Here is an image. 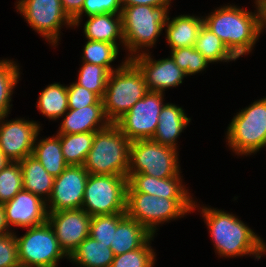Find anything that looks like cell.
Masks as SVG:
<instances>
[{"label":"cell","instance_id":"603a6c76","mask_svg":"<svg viewBox=\"0 0 266 267\" xmlns=\"http://www.w3.org/2000/svg\"><path fill=\"white\" fill-rule=\"evenodd\" d=\"M152 234L135 219L125 216L117 225L111 249L115 256L140 248Z\"/></svg>","mask_w":266,"mask_h":267},{"label":"cell","instance_id":"6da1fadb","mask_svg":"<svg viewBox=\"0 0 266 267\" xmlns=\"http://www.w3.org/2000/svg\"><path fill=\"white\" fill-rule=\"evenodd\" d=\"M202 217L221 257L254 255L257 260L266 253V244L232 213L203 206Z\"/></svg>","mask_w":266,"mask_h":267},{"label":"cell","instance_id":"d4e9b609","mask_svg":"<svg viewBox=\"0 0 266 267\" xmlns=\"http://www.w3.org/2000/svg\"><path fill=\"white\" fill-rule=\"evenodd\" d=\"M114 257L111 248L88 236L79 244L69 260L80 267H110Z\"/></svg>","mask_w":266,"mask_h":267},{"label":"cell","instance_id":"f6af8a7d","mask_svg":"<svg viewBox=\"0 0 266 267\" xmlns=\"http://www.w3.org/2000/svg\"><path fill=\"white\" fill-rule=\"evenodd\" d=\"M255 4L257 5L256 9L260 10L266 5V0H255Z\"/></svg>","mask_w":266,"mask_h":267},{"label":"cell","instance_id":"ffe728a7","mask_svg":"<svg viewBox=\"0 0 266 267\" xmlns=\"http://www.w3.org/2000/svg\"><path fill=\"white\" fill-rule=\"evenodd\" d=\"M190 120L182 107L171 103L164 104L152 140L177 149V138L188 126Z\"/></svg>","mask_w":266,"mask_h":267},{"label":"cell","instance_id":"4fadbf2b","mask_svg":"<svg viewBox=\"0 0 266 267\" xmlns=\"http://www.w3.org/2000/svg\"><path fill=\"white\" fill-rule=\"evenodd\" d=\"M88 176L83 165H69L55 177L51 195L46 201L48 212L82 209Z\"/></svg>","mask_w":266,"mask_h":267},{"label":"cell","instance_id":"8992f818","mask_svg":"<svg viewBox=\"0 0 266 267\" xmlns=\"http://www.w3.org/2000/svg\"><path fill=\"white\" fill-rule=\"evenodd\" d=\"M198 207L192 198H165L143 192H126V215L143 225L152 235L157 226L184 217Z\"/></svg>","mask_w":266,"mask_h":267},{"label":"cell","instance_id":"ac0fdd59","mask_svg":"<svg viewBox=\"0 0 266 267\" xmlns=\"http://www.w3.org/2000/svg\"><path fill=\"white\" fill-rule=\"evenodd\" d=\"M126 192H143L165 198H192L182 185L180 174L160 179L142 173H127Z\"/></svg>","mask_w":266,"mask_h":267},{"label":"cell","instance_id":"f1b7e54d","mask_svg":"<svg viewBox=\"0 0 266 267\" xmlns=\"http://www.w3.org/2000/svg\"><path fill=\"white\" fill-rule=\"evenodd\" d=\"M210 63L235 61L237 58L229 51L222 40L204 24L200 28L193 46Z\"/></svg>","mask_w":266,"mask_h":267},{"label":"cell","instance_id":"7bdbcfd3","mask_svg":"<svg viewBox=\"0 0 266 267\" xmlns=\"http://www.w3.org/2000/svg\"><path fill=\"white\" fill-rule=\"evenodd\" d=\"M260 24H261V33L263 29L266 28V5L260 9Z\"/></svg>","mask_w":266,"mask_h":267},{"label":"cell","instance_id":"60d3db41","mask_svg":"<svg viewBox=\"0 0 266 267\" xmlns=\"http://www.w3.org/2000/svg\"><path fill=\"white\" fill-rule=\"evenodd\" d=\"M171 0H121L122 7L134 5H150L158 7L162 5H170Z\"/></svg>","mask_w":266,"mask_h":267},{"label":"cell","instance_id":"ba28073f","mask_svg":"<svg viewBox=\"0 0 266 267\" xmlns=\"http://www.w3.org/2000/svg\"><path fill=\"white\" fill-rule=\"evenodd\" d=\"M127 177L89 174L82 209L91 217L126 212Z\"/></svg>","mask_w":266,"mask_h":267},{"label":"cell","instance_id":"9a60e30c","mask_svg":"<svg viewBox=\"0 0 266 267\" xmlns=\"http://www.w3.org/2000/svg\"><path fill=\"white\" fill-rule=\"evenodd\" d=\"M47 221L68 257L89 236L91 216L83 209L48 212Z\"/></svg>","mask_w":266,"mask_h":267},{"label":"cell","instance_id":"d6a6232c","mask_svg":"<svg viewBox=\"0 0 266 267\" xmlns=\"http://www.w3.org/2000/svg\"><path fill=\"white\" fill-rule=\"evenodd\" d=\"M125 216L126 213L92 216L89 236L111 248L117 225Z\"/></svg>","mask_w":266,"mask_h":267},{"label":"cell","instance_id":"44dd1931","mask_svg":"<svg viewBox=\"0 0 266 267\" xmlns=\"http://www.w3.org/2000/svg\"><path fill=\"white\" fill-rule=\"evenodd\" d=\"M84 34L87 40L104 41L114 44L118 49L117 39L124 45L121 14L101 13L87 16Z\"/></svg>","mask_w":266,"mask_h":267},{"label":"cell","instance_id":"8d00e7d4","mask_svg":"<svg viewBox=\"0 0 266 267\" xmlns=\"http://www.w3.org/2000/svg\"><path fill=\"white\" fill-rule=\"evenodd\" d=\"M67 95L69 109H80L89 105H103V100L98 95L76 82L67 86Z\"/></svg>","mask_w":266,"mask_h":267},{"label":"cell","instance_id":"484cf974","mask_svg":"<svg viewBox=\"0 0 266 267\" xmlns=\"http://www.w3.org/2000/svg\"><path fill=\"white\" fill-rule=\"evenodd\" d=\"M32 156L35 157L54 178L58 177L69 165L61 151L57 135L34 142Z\"/></svg>","mask_w":266,"mask_h":267},{"label":"cell","instance_id":"2e32d148","mask_svg":"<svg viewBox=\"0 0 266 267\" xmlns=\"http://www.w3.org/2000/svg\"><path fill=\"white\" fill-rule=\"evenodd\" d=\"M142 72L149 91L164 92L166 88L182 84L185 72L169 58L153 60L145 51L130 59Z\"/></svg>","mask_w":266,"mask_h":267},{"label":"cell","instance_id":"ab89813d","mask_svg":"<svg viewBox=\"0 0 266 267\" xmlns=\"http://www.w3.org/2000/svg\"><path fill=\"white\" fill-rule=\"evenodd\" d=\"M84 1L85 0H61L63 10L72 21L81 13Z\"/></svg>","mask_w":266,"mask_h":267},{"label":"cell","instance_id":"4316f807","mask_svg":"<svg viewBox=\"0 0 266 267\" xmlns=\"http://www.w3.org/2000/svg\"><path fill=\"white\" fill-rule=\"evenodd\" d=\"M37 108L51 120L65 115L68 111L67 86L60 83L48 85L39 95Z\"/></svg>","mask_w":266,"mask_h":267},{"label":"cell","instance_id":"e0dca14e","mask_svg":"<svg viewBox=\"0 0 266 267\" xmlns=\"http://www.w3.org/2000/svg\"><path fill=\"white\" fill-rule=\"evenodd\" d=\"M3 206L9 228L18 226L27 229L43 224L48 219L46 200L24 189Z\"/></svg>","mask_w":266,"mask_h":267},{"label":"cell","instance_id":"5b68a950","mask_svg":"<svg viewBox=\"0 0 266 267\" xmlns=\"http://www.w3.org/2000/svg\"><path fill=\"white\" fill-rule=\"evenodd\" d=\"M169 5L153 7L134 5L122 7L124 47L129 51L127 60L140 54L142 48L153 47L168 21ZM134 54V55H133Z\"/></svg>","mask_w":266,"mask_h":267},{"label":"cell","instance_id":"4dcf8cb0","mask_svg":"<svg viewBox=\"0 0 266 267\" xmlns=\"http://www.w3.org/2000/svg\"><path fill=\"white\" fill-rule=\"evenodd\" d=\"M119 49L111 43L88 40L83 48L82 62L104 66L109 72L114 70L111 63L118 57Z\"/></svg>","mask_w":266,"mask_h":267},{"label":"cell","instance_id":"8fae6325","mask_svg":"<svg viewBox=\"0 0 266 267\" xmlns=\"http://www.w3.org/2000/svg\"><path fill=\"white\" fill-rule=\"evenodd\" d=\"M16 8L37 33L56 46L62 25L73 26L61 0H19Z\"/></svg>","mask_w":266,"mask_h":267},{"label":"cell","instance_id":"ee69618b","mask_svg":"<svg viewBox=\"0 0 266 267\" xmlns=\"http://www.w3.org/2000/svg\"><path fill=\"white\" fill-rule=\"evenodd\" d=\"M10 162V160L0 150V171Z\"/></svg>","mask_w":266,"mask_h":267},{"label":"cell","instance_id":"7a4b0ae2","mask_svg":"<svg viewBox=\"0 0 266 267\" xmlns=\"http://www.w3.org/2000/svg\"><path fill=\"white\" fill-rule=\"evenodd\" d=\"M252 13L235 5L221 6L203 17L204 25L216 34L238 59L252 51L261 34L260 10Z\"/></svg>","mask_w":266,"mask_h":267},{"label":"cell","instance_id":"e575fe53","mask_svg":"<svg viewBox=\"0 0 266 267\" xmlns=\"http://www.w3.org/2000/svg\"><path fill=\"white\" fill-rule=\"evenodd\" d=\"M22 171L19 162H9L0 171V203L12 200L23 189Z\"/></svg>","mask_w":266,"mask_h":267},{"label":"cell","instance_id":"7c38bea8","mask_svg":"<svg viewBox=\"0 0 266 267\" xmlns=\"http://www.w3.org/2000/svg\"><path fill=\"white\" fill-rule=\"evenodd\" d=\"M162 92L149 91L115 124L131 141L152 139L163 104Z\"/></svg>","mask_w":266,"mask_h":267},{"label":"cell","instance_id":"d590c367","mask_svg":"<svg viewBox=\"0 0 266 267\" xmlns=\"http://www.w3.org/2000/svg\"><path fill=\"white\" fill-rule=\"evenodd\" d=\"M171 57L177 66L185 72L186 76L204 71L210 63L193 46L171 49Z\"/></svg>","mask_w":266,"mask_h":267},{"label":"cell","instance_id":"9c48e42d","mask_svg":"<svg viewBox=\"0 0 266 267\" xmlns=\"http://www.w3.org/2000/svg\"><path fill=\"white\" fill-rule=\"evenodd\" d=\"M178 151L152 139L130 144L128 173H142L164 179L179 175Z\"/></svg>","mask_w":266,"mask_h":267},{"label":"cell","instance_id":"30bf717a","mask_svg":"<svg viewBox=\"0 0 266 267\" xmlns=\"http://www.w3.org/2000/svg\"><path fill=\"white\" fill-rule=\"evenodd\" d=\"M16 241L21 267H57L60 259L69 258L48 221L30 227L23 236H16Z\"/></svg>","mask_w":266,"mask_h":267},{"label":"cell","instance_id":"836d02e7","mask_svg":"<svg viewBox=\"0 0 266 267\" xmlns=\"http://www.w3.org/2000/svg\"><path fill=\"white\" fill-rule=\"evenodd\" d=\"M154 236L152 235L140 248L115 256L110 267H153L156 255L150 241Z\"/></svg>","mask_w":266,"mask_h":267},{"label":"cell","instance_id":"1f68e13d","mask_svg":"<svg viewBox=\"0 0 266 267\" xmlns=\"http://www.w3.org/2000/svg\"><path fill=\"white\" fill-rule=\"evenodd\" d=\"M82 64L76 83L103 99L110 72L104 66L87 62Z\"/></svg>","mask_w":266,"mask_h":267},{"label":"cell","instance_id":"3957f363","mask_svg":"<svg viewBox=\"0 0 266 267\" xmlns=\"http://www.w3.org/2000/svg\"><path fill=\"white\" fill-rule=\"evenodd\" d=\"M131 141L119 127L110 123L96 131L92 147L83 164L89 174L126 176L129 170Z\"/></svg>","mask_w":266,"mask_h":267},{"label":"cell","instance_id":"f546056e","mask_svg":"<svg viewBox=\"0 0 266 267\" xmlns=\"http://www.w3.org/2000/svg\"><path fill=\"white\" fill-rule=\"evenodd\" d=\"M19 66L12 60H0V118L8 116L13 88L20 77Z\"/></svg>","mask_w":266,"mask_h":267},{"label":"cell","instance_id":"277c9868","mask_svg":"<svg viewBox=\"0 0 266 267\" xmlns=\"http://www.w3.org/2000/svg\"><path fill=\"white\" fill-rule=\"evenodd\" d=\"M148 92L142 72L131 60H124L110 72L102 99L108 121L115 124Z\"/></svg>","mask_w":266,"mask_h":267},{"label":"cell","instance_id":"5bb4252c","mask_svg":"<svg viewBox=\"0 0 266 267\" xmlns=\"http://www.w3.org/2000/svg\"><path fill=\"white\" fill-rule=\"evenodd\" d=\"M5 117L0 118V150L11 162H19L32 155L41 126L33 120L7 121Z\"/></svg>","mask_w":266,"mask_h":267},{"label":"cell","instance_id":"83f0119b","mask_svg":"<svg viewBox=\"0 0 266 267\" xmlns=\"http://www.w3.org/2000/svg\"><path fill=\"white\" fill-rule=\"evenodd\" d=\"M61 151L68 165H83L90 151L95 132L57 134Z\"/></svg>","mask_w":266,"mask_h":267},{"label":"cell","instance_id":"52a82bcc","mask_svg":"<svg viewBox=\"0 0 266 267\" xmlns=\"http://www.w3.org/2000/svg\"><path fill=\"white\" fill-rule=\"evenodd\" d=\"M226 139L237 155H251L266 146V97L236 113Z\"/></svg>","mask_w":266,"mask_h":267},{"label":"cell","instance_id":"d6986e66","mask_svg":"<svg viewBox=\"0 0 266 267\" xmlns=\"http://www.w3.org/2000/svg\"><path fill=\"white\" fill-rule=\"evenodd\" d=\"M57 134L96 132L106 128L110 122L103 105H89L80 109H68Z\"/></svg>","mask_w":266,"mask_h":267},{"label":"cell","instance_id":"b9f144b4","mask_svg":"<svg viewBox=\"0 0 266 267\" xmlns=\"http://www.w3.org/2000/svg\"><path fill=\"white\" fill-rule=\"evenodd\" d=\"M3 203H0V236L12 233L8 228Z\"/></svg>","mask_w":266,"mask_h":267},{"label":"cell","instance_id":"f35d334b","mask_svg":"<svg viewBox=\"0 0 266 267\" xmlns=\"http://www.w3.org/2000/svg\"><path fill=\"white\" fill-rule=\"evenodd\" d=\"M0 267H21L14 232L0 236Z\"/></svg>","mask_w":266,"mask_h":267},{"label":"cell","instance_id":"cb8c5ba5","mask_svg":"<svg viewBox=\"0 0 266 267\" xmlns=\"http://www.w3.org/2000/svg\"><path fill=\"white\" fill-rule=\"evenodd\" d=\"M19 163L22 171L23 189L47 201L52 192L54 177L32 155L27 156ZM44 195L46 197H43Z\"/></svg>","mask_w":266,"mask_h":267},{"label":"cell","instance_id":"74e56055","mask_svg":"<svg viewBox=\"0 0 266 267\" xmlns=\"http://www.w3.org/2000/svg\"><path fill=\"white\" fill-rule=\"evenodd\" d=\"M121 0H85L81 13L73 20V26H79L83 13L86 16L113 13L121 14Z\"/></svg>","mask_w":266,"mask_h":267},{"label":"cell","instance_id":"7402d4cb","mask_svg":"<svg viewBox=\"0 0 266 267\" xmlns=\"http://www.w3.org/2000/svg\"><path fill=\"white\" fill-rule=\"evenodd\" d=\"M204 24L203 17L180 15L172 20L168 17L166 39L171 49L194 46L200 28Z\"/></svg>","mask_w":266,"mask_h":267}]
</instances>
